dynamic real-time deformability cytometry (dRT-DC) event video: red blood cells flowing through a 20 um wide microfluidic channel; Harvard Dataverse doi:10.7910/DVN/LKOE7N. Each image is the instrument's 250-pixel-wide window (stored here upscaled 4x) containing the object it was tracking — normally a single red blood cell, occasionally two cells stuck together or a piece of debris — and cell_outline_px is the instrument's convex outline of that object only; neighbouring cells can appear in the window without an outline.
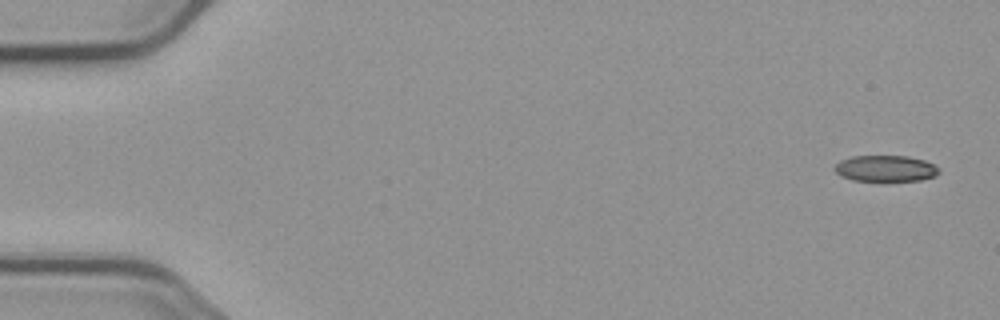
{"species": "common noctule bat (a hibernating species)", "species_latin": "Nyctalus noctula", "temperature_condition": "cold", "stored_images_in_passage": 4, "camera_frame_rate_fps": 3000, "um_per_image_px": 0.085, "animal": {"sex": "male", "body_mass_g": 23.1, "forearm_length_mm": 52.7}, "frame": {"image": 1, "passage_image": 1, "time_ms": 0.0, "image_size_px": [1000, 320], "cell_outline_px": [[940, 172], [936, 176], [920, 180], [852, 180], [840, 176], [836, 172], [836, 164], [840, 160], [852, 156], [908, 156], [924, 160], [932, 164]], "centroid_in_image_um": [75.26, 14.31], "position_along_channel_um": 9.7, "area_um2": 15.66}}
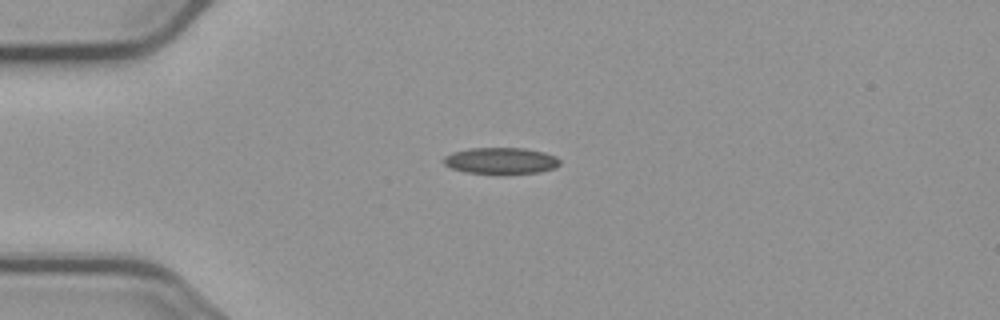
{"frame": {"image": 2, "passage_image": 4, "time_ms": 4.0, "image_size_px": [1000, 320], "cell_outline_px": [[560, 164], [556, 168], [540, 172], [464, 172], [452, 168], [444, 164], [444, 156], [452, 152], [472, 148], [524, 148], [544, 152], [556, 156], [560, 160]], "centroid_in_image_um": [42.6, 13.63], "position_along_channel_um": 42.4, "area_um2": 17.46}}